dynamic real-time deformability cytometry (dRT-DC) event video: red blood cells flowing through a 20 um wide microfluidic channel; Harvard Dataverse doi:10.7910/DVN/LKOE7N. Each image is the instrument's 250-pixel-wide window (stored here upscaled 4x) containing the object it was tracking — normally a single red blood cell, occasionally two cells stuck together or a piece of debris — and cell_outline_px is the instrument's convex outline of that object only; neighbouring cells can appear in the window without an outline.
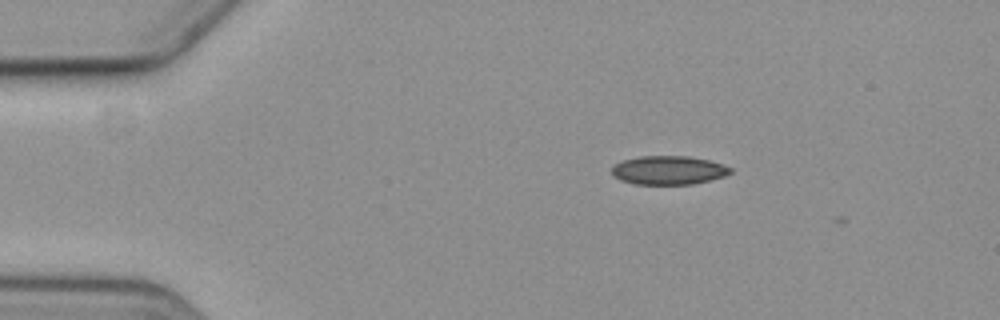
{"species": "common noctule bat (a hibernating species)", "species_latin": "Nyctalus noctula", "temperature_condition": "cold", "stored_images_in_passage": 3, "camera_frame_rate_fps": 3000, "um_per_image_px": 0.085, "animal": {"sex": "female", "body_mass_g": 19.3, "forearm_length_mm": 54.1}, "frame": {"image": 1, "passage_image": 1, "time_ms": 0.0, "image_size_px": [1000, 320], "cell_outline_px": [[732, 172], [724, 176], [692, 184], [636, 184], [620, 180], [612, 176], [612, 164], [624, 160], [640, 156], [688, 156], [708, 160], [724, 164], [732, 168]], "centroid_in_image_um": [56.8, 14.46], "position_along_channel_um": 28.2, "area_um2": 19.88}}